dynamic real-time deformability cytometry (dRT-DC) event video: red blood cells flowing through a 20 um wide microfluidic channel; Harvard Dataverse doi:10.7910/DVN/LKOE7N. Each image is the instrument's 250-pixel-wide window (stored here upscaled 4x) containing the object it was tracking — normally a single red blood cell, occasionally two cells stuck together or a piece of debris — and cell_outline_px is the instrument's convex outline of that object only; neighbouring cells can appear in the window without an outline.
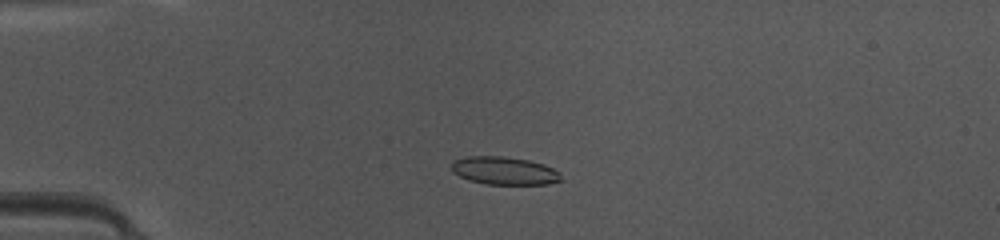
{"species": "common noctule bat (a hibernating species)", "species_latin": "Nyctalus noctula", "temperature_condition": "warm", "stored_images_in_passage": 47, "camera_frame_rate_fps": 3000, "um_per_image_px": 0.085, "animal": {"sex": "female", "body_mass_g": 10.0, "forearm_length_mm": 53.1}, "frame": {"image": 1, "passage_image": 12, "time_ms": 3.667, "image_size_px": [1000, 240], "cell_outline_px": [[564, 180], [548, 184], [484, 184], [468, 180], [452, 172], [452, 160], [468, 156], [500, 156], [528, 160], [544, 164], [560, 172]], "centroid_in_image_um": [42.88, 14.52], "position_along_channel_um": 42.1, "area_um2": 17.98}}
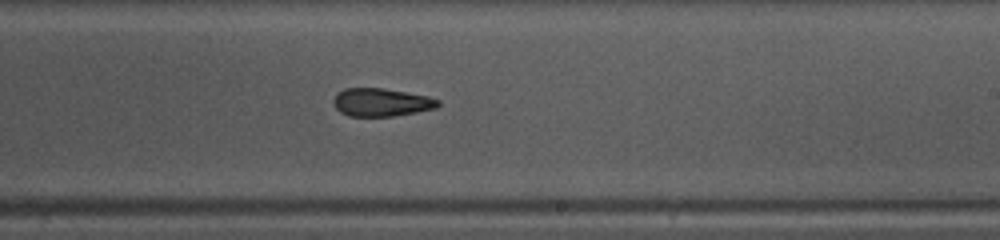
{"frame": {"image": 2, "passage_image": 29, "time_ms": 9.333, "image_size_px": [1000, 240], "cell_outline_px": [[440, 104], [436, 108], [416, 112], [392, 116], [348, 116], [340, 112], [332, 104], [332, 100], [344, 88], [384, 88], [428, 96], [440, 100]], "centroid_in_image_um": [32.41, 8.69], "position_along_channel_um": 256.6, "area_um2": 17.11}}
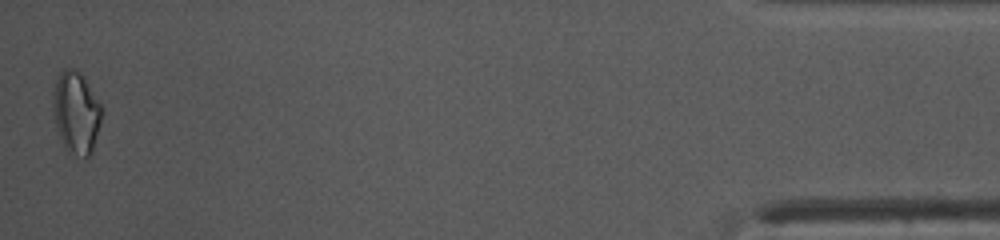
{"frame": {"image": 3, "passage_image": 47, "time_ms": 15.333, "image_size_px": [1000, 240], "cell_outline_px": [[100, 124], [92, 152], [84, 160], [68, 152], [64, 148], [56, 128], [52, 108], [52, 92], [56, 80], [60, 72], [64, 68], [72, 68], [80, 72], [84, 76], [100, 104]], "centroid_in_image_um": [6.43, 9.59], "position_along_channel_um": 428.8, "area_um2": 23.52}, "authors_computed_cell_mechanics": {"area_um2": 17.918, "velocity_mm_per_s": 4.2395, "shape_relaxation_time_tau1_ms": 5.5362, "shape_relaxation_time_tau2_ms": 3.645, "deformation_change_tau1": 0.1484, "deformation_change_tau2": 0.0931}}